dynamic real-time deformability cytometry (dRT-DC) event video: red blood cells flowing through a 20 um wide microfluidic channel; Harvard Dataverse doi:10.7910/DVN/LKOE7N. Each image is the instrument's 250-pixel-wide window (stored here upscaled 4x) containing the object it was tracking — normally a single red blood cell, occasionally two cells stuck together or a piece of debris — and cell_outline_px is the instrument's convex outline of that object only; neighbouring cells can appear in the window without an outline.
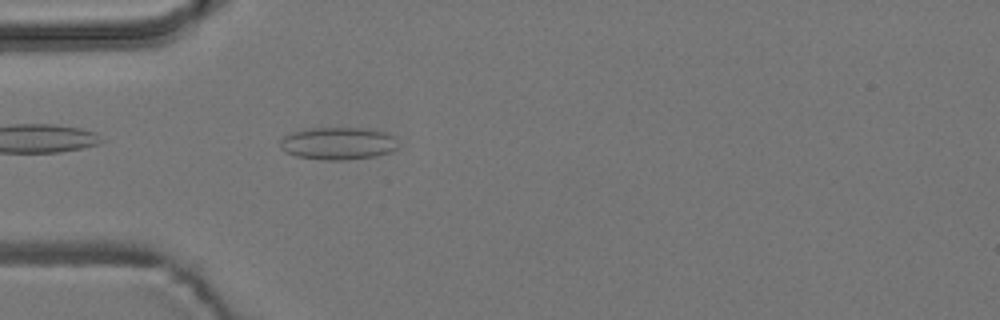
{"species": "common noctule bat (a hibernating species)", "species_latin": "Nyctalus noctula", "temperature_condition": "room temperature", "stored_images_in_passage": 3, "camera_frame_rate_fps": 3000, "um_per_image_px": 0.085, "animal": {"sex": "male", "body_mass_g": 19.2, "forearm_length_mm": 51.8}, "frame": {"image": 1, "passage_image": 3, "time_ms": 2.333, "image_size_px": [1000, 320], "cell_outline_px": [[396, 148], [388, 152], [376, 156], [344, 160], [324, 160], [296, 156], [284, 152], [280, 148], [280, 140], [284, 136], [296, 132], [312, 128], [368, 128], [384, 132], [392, 136]], "centroid_in_image_um": [28.68, 12.2], "position_along_channel_um": 56.3, "area_um2": 22.02}}